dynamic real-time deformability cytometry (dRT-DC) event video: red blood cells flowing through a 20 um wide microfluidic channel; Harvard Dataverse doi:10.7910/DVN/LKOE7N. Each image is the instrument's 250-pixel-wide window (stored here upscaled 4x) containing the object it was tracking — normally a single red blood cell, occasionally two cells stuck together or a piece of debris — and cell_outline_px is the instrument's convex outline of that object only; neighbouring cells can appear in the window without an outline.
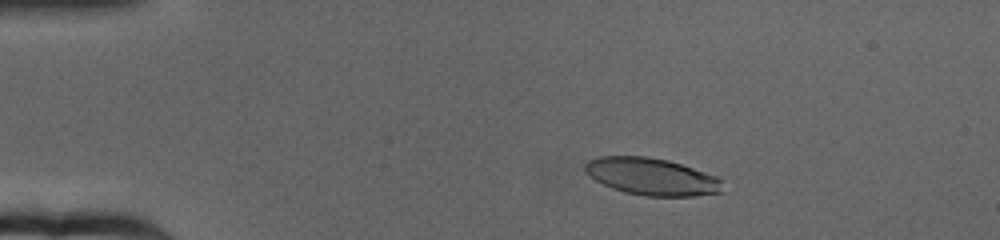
{"species": "human", "species_latin": "Homo sapiens", "temperature_condition": "cold", "stored_images_in_passage": 63, "camera_frame_rate_fps": 3000, "um_per_image_px": 0.085, "donor": {"sex": "female"}, "frame": {"image": 1, "passage_image": 10, "time_ms": 3.0, "image_size_px": [1000, 240], "cell_outline_px": [[724, 180], [720, 192], [692, 196], [644, 196], [624, 192], [612, 188], [596, 180], [584, 172], [584, 164], [588, 160], [600, 156], [644, 156], [668, 160], [716, 176]], "centroid_in_image_um": [55.37, 15.01], "position_along_channel_um": 29.6, "area_um2": 29.71}}
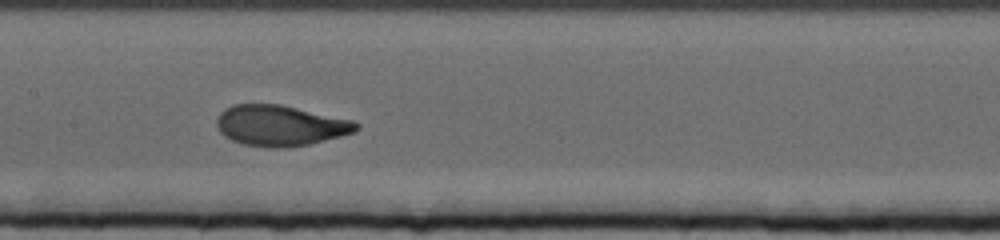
{"frame": {"image": 2, "passage_image": 31, "time_ms": 10.0, "image_size_px": [1000, 240], "cell_outline_px": [[360, 128], [356, 132], [308, 144], [284, 148], [268, 148], [244, 144], [232, 140], [224, 136], [220, 132], [216, 124], [216, 120], [220, 112], [224, 108], [232, 104], [280, 104], [352, 120], [360, 124]], "centroid_in_image_um": [23.81, 10.67], "position_along_channel_um": 183.6, "area_um2": 33.18}}
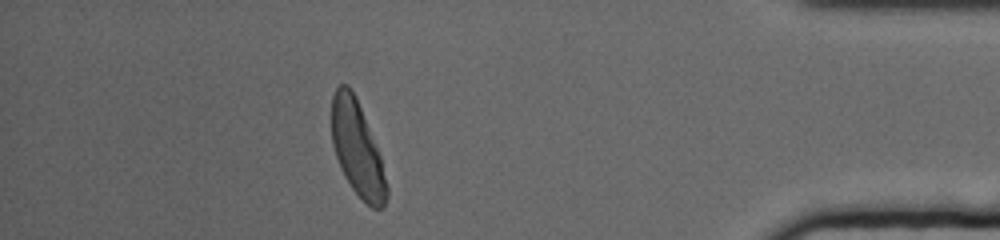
{"frame": {"image": 3, "passage_image": 56, "time_ms": 18.333, "image_size_px": [1000, 240], "cell_outline_px": [[388, 196], [384, 208], [372, 208], [352, 188], [344, 176], [340, 168], [332, 144], [332, 96], [336, 88], [340, 84], [348, 84], [356, 96], [380, 156], [388, 188]], "centroid_in_image_um": [30.36, 12.64], "position_along_channel_um": 404.8, "area_um2": 30.0}, "authors_computed_cell_mechanics": {"area_um2": 31.9634, "velocity_mm_per_s": 3.1441, "shape_relaxation_time_tau1_ms": 3.2747, "shape_relaxation_time_tau2_ms": null, "deformation_change_tau1": 0.177, "deformation_change_tau2": null}}